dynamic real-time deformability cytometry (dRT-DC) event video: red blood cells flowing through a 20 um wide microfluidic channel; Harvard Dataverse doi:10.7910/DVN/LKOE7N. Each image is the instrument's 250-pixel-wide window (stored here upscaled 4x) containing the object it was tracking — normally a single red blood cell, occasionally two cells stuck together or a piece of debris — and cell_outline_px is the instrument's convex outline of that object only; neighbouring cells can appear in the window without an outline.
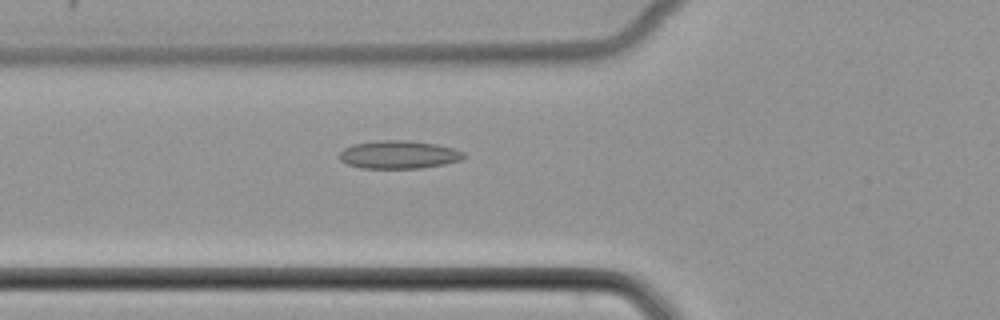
{"species": "common noctule bat (a hibernating species)", "species_latin": "Nyctalus noctula", "temperature_condition": "cold", "stored_images_in_passage": 51, "camera_frame_rate_fps": 3000, "um_per_image_px": 0.085, "animal": {"sex": "female", "body_mass_g": 22.7, "forearm_length_mm": 54.2}, "frame": {"image": 1, "passage_image": 19, "time_ms": 6.0, "image_size_px": [1000, 320], "cell_outline_px": [[468, 156], [460, 160], [444, 164], [420, 168], [360, 168], [348, 164], [340, 160], [340, 152], [344, 148], [352, 144], [376, 140], [404, 140], [436, 144], [456, 148], [464, 152]], "centroid_in_image_um": [33.92, 13.14], "position_along_channel_um": 91.9, "area_um2": 20.46}}
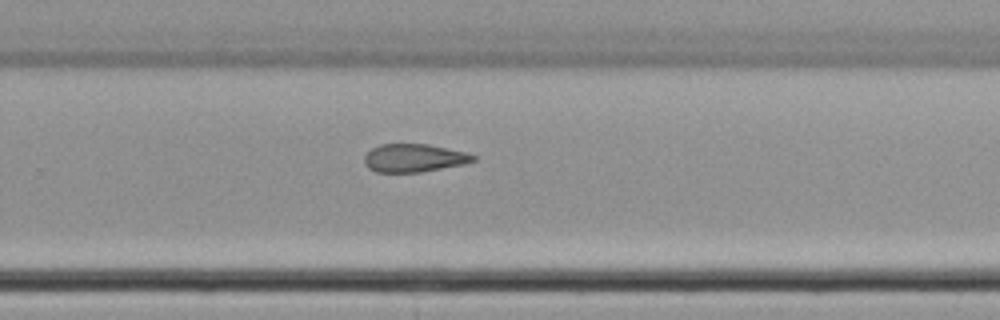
{"frame": {"image": 2, "passage_image": 34, "time_ms": 11.0, "image_size_px": [1000, 320], "cell_outline_px": [[476, 160], [464, 164], [420, 172], [376, 172], [368, 168], [364, 164], [364, 156], [372, 148], [380, 144], [428, 144], [468, 152], [476, 156]], "centroid_in_image_um": [35.19, 13.42], "position_along_channel_um": 294.6, "area_um2": 17.92}}
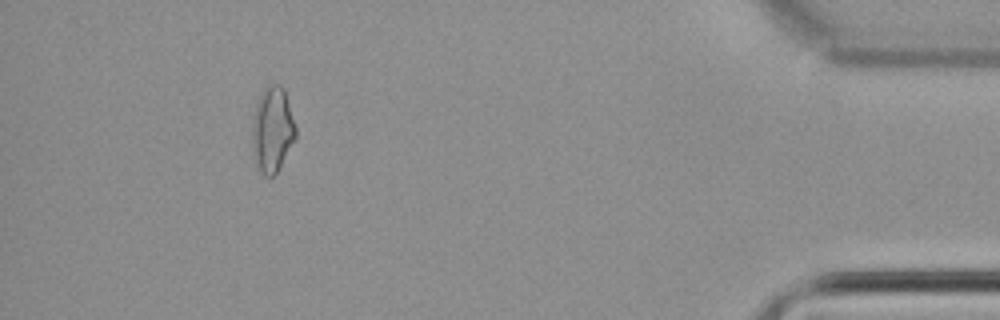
{"frame": {"image": 3, "passage_image": 47, "time_ms": 15.333, "image_size_px": [1000, 320], "cell_outline_px": [[296, 136], [276, 172], [272, 176], [264, 176], [260, 172], [252, 144], [252, 120], [256, 104], [260, 96], [268, 84], [280, 84], [284, 88], [296, 128]], "centroid_in_image_um": [23.15, 10.97], "position_along_channel_um": 412.1, "area_um2": 21.15}}